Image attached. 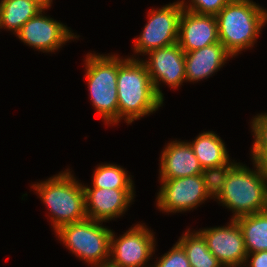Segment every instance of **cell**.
<instances>
[{
    "label": "cell",
    "mask_w": 267,
    "mask_h": 267,
    "mask_svg": "<svg viewBox=\"0 0 267 267\" xmlns=\"http://www.w3.org/2000/svg\"><path fill=\"white\" fill-rule=\"evenodd\" d=\"M233 161V162H232ZM230 160L225 165L203 169L202 176L206 187V198L220 200L228 172L237 164Z\"/></svg>",
    "instance_id": "22"
},
{
    "label": "cell",
    "mask_w": 267,
    "mask_h": 267,
    "mask_svg": "<svg viewBox=\"0 0 267 267\" xmlns=\"http://www.w3.org/2000/svg\"><path fill=\"white\" fill-rule=\"evenodd\" d=\"M245 267L246 265L245 264H241V265H227V266H224V267ZM247 267V266H246Z\"/></svg>",
    "instance_id": "29"
},
{
    "label": "cell",
    "mask_w": 267,
    "mask_h": 267,
    "mask_svg": "<svg viewBox=\"0 0 267 267\" xmlns=\"http://www.w3.org/2000/svg\"><path fill=\"white\" fill-rule=\"evenodd\" d=\"M45 10H41L35 17L29 19L16 33L17 38L24 44L43 53H52L63 47V44L69 40L80 37L62 22L45 16Z\"/></svg>",
    "instance_id": "10"
},
{
    "label": "cell",
    "mask_w": 267,
    "mask_h": 267,
    "mask_svg": "<svg viewBox=\"0 0 267 267\" xmlns=\"http://www.w3.org/2000/svg\"><path fill=\"white\" fill-rule=\"evenodd\" d=\"M259 163L267 176V155Z\"/></svg>",
    "instance_id": "28"
},
{
    "label": "cell",
    "mask_w": 267,
    "mask_h": 267,
    "mask_svg": "<svg viewBox=\"0 0 267 267\" xmlns=\"http://www.w3.org/2000/svg\"><path fill=\"white\" fill-rule=\"evenodd\" d=\"M92 267H112V266H110L109 264H106V265L92 266Z\"/></svg>",
    "instance_id": "30"
},
{
    "label": "cell",
    "mask_w": 267,
    "mask_h": 267,
    "mask_svg": "<svg viewBox=\"0 0 267 267\" xmlns=\"http://www.w3.org/2000/svg\"><path fill=\"white\" fill-rule=\"evenodd\" d=\"M181 0L183 9L200 15L216 16L231 0ZM188 4V5H187Z\"/></svg>",
    "instance_id": "24"
},
{
    "label": "cell",
    "mask_w": 267,
    "mask_h": 267,
    "mask_svg": "<svg viewBox=\"0 0 267 267\" xmlns=\"http://www.w3.org/2000/svg\"><path fill=\"white\" fill-rule=\"evenodd\" d=\"M250 128L254 137L250 156L252 161L260 162L267 155V113L254 116Z\"/></svg>",
    "instance_id": "23"
},
{
    "label": "cell",
    "mask_w": 267,
    "mask_h": 267,
    "mask_svg": "<svg viewBox=\"0 0 267 267\" xmlns=\"http://www.w3.org/2000/svg\"><path fill=\"white\" fill-rule=\"evenodd\" d=\"M102 223L87 218L59 227L54 232L65 247L88 266L106 265L110 259L112 230Z\"/></svg>",
    "instance_id": "6"
},
{
    "label": "cell",
    "mask_w": 267,
    "mask_h": 267,
    "mask_svg": "<svg viewBox=\"0 0 267 267\" xmlns=\"http://www.w3.org/2000/svg\"><path fill=\"white\" fill-rule=\"evenodd\" d=\"M86 82L90 100L100 118L109 125L118 123V55H86Z\"/></svg>",
    "instance_id": "5"
},
{
    "label": "cell",
    "mask_w": 267,
    "mask_h": 267,
    "mask_svg": "<svg viewBox=\"0 0 267 267\" xmlns=\"http://www.w3.org/2000/svg\"><path fill=\"white\" fill-rule=\"evenodd\" d=\"M161 151L159 179H173L202 174L194 151L185 141H171Z\"/></svg>",
    "instance_id": "15"
},
{
    "label": "cell",
    "mask_w": 267,
    "mask_h": 267,
    "mask_svg": "<svg viewBox=\"0 0 267 267\" xmlns=\"http://www.w3.org/2000/svg\"><path fill=\"white\" fill-rule=\"evenodd\" d=\"M190 228L178 239L183 247L191 267H223L218 259L209 251L203 235Z\"/></svg>",
    "instance_id": "20"
},
{
    "label": "cell",
    "mask_w": 267,
    "mask_h": 267,
    "mask_svg": "<svg viewBox=\"0 0 267 267\" xmlns=\"http://www.w3.org/2000/svg\"><path fill=\"white\" fill-rule=\"evenodd\" d=\"M252 163L254 170L238 162L227 174L219 204L232 210L233 220L267 210V176L259 162Z\"/></svg>",
    "instance_id": "4"
},
{
    "label": "cell",
    "mask_w": 267,
    "mask_h": 267,
    "mask_svg": "<svg viewBox=\"0 0 267 267\" xmlns=\"http://www.w3.org/2000/svg\"><path fill=\"white\" fill-rule=\"evenodd\" d=\"M245 264H247V267H267V251L248 253Z\"/></svg>",
    "instance_id": "26"
},
{
    "label": "cell",
    "mask_w": 267,
    "mask_h": 267,
    "mask_svg": "<svg viewBox=\"0 0 267 267\" xmlns=\"http://www.w3.org/2000/svg\"><path fill=\"white\" fill-rule=\"evenodd\" d=\"M215 17L219 42L233 57L253 47L267 24V10L253 0H231Z\"/></svg>",
    "instance_id": "2"
},
{
    "label": "cell",
    "mask_w": 267,
    "mask_h": 267,
    "mask_svg": "<svg viewBox=\"0 0 267 267\" xmlns=\"http://www.w3.org/2000/svg\"><path fill=\"white\" fill-rule=\"evenodd\" d=\"M115 234L110 238V266L150 267L146 264L155 254L156 239L146 225L136 224L117 238Z\"/></svg>",
    "instance_id": "8"
},
{
    "label": "cell",
    "mask_w": 267,
    "mask_h": 267,
    "mask_svg": "<svg viewBox=\"0 0 267 267\" xmlns=\"http://www.w3.org/2000/svg\"><path fill=\"white\" fill-rule=\"evenodd\" d=\"M31 187L48 208L55 231L64 225L88 218L83 185L69 168Z\"/></svg>",
    "instance_id": "3"
},
{
    "label": "cell",
    "mask_w": 267,
    "mask_h": 267,
    "mask_svg": "<svg viewBox=\"0 0 267 267\" xmlns=\"http://www.w3.org/2000/svg\"><path fill=\"white\" fill-rule=\"evenodd\" d=\"M148 60H141L147 68L156 94L164 101L160 82L170 88H178L186 81L185 52L178 43L158 48L146 54Z\"/></svg>",
    "instance_id": "11"
},
{
    "label": "cell",
    "mask_w": 267,
    "mask_h": 267,
    "mask_svg": "<svg viewBox=\"0 0 267 267\" xmlns=\"http://www.w3.org/2000/svg\"><path fill=\"white\" fill-rule=\"evenodd\" d=\"M155 9L152 8L147 13L148 22L139 37L134 38L133 49L137 55L145 56L152 50L168 47L178 42L179 21L183 11L181 1Z\"/></svg>",
    "instance_id": "7"
},
{
    "label": "cell",
    "mask_w": 267,
    "mask_h": 267,
    "mask_svg": "<svg viewBox=\"0 0 267 267\" xmlns=\"http://www.w3.org/2000/svg\"><path fill=\"white\" fill-rule=\"evenodd\" d=\"M150 267H191L183 247L176 242L171 250L161 256Z\"/></svg>",
    "instance_id": "25"
},
{
    "label": "cell",
    "mask_w": 267,
    "mask_h": 267,
    "mask_svg": "<svg viewBox=\"0 0 267 267\" xmlns=\"http://www.w3.org/2000/svg\"><path fill=\"white\" fill-rule=\"evenodd\" d=\"M230 57L233 58L220 42L185 52L186 81L198 82L209 78L218 72Z\"/></svg>",
    "instance_id": "16"
},
{
    "label": "cell",
    "mask_w": 267,
    "mask_h": 267,
    "mask_svg": "<svg viewBox=\"0 0 267 267\" xmlns=\"http://www.w3.org/2000/svg\"><path fill=\"white\" fill-rule=\"evenodd\" d=\"M159 180L161 187L157 193L156 205L164 213L190 211L207 200L202 174Z\"/></svg>",
    "instance_id": "9"
},
{
    "label": "cell",
    "mask_w": 267,
    "mask_h": 267,
    "mask_svg": "<svg viewBox=\"0 0 267 267\" xmlns=\"http://www.w3.org/2000/svg\"><path fill=\"white\" fill-rule=\"evenodd\" d=\"M117 97L118 123L124 119L131 124L164 103L155 92L146 65L135 55L124 59L118 56Z\"/></svg>",
    "instance_id": "1"
},
{
    "label": "cell",
    "mask_w": 267,
    "mask_h": 267,
    "mask_svg": "<svg viewBox=\"0 0 267 267\" xmlns=\"http://www.w3.org/2000/svg\"><path fill=\"white\" fill-rule=\"evenodd\" d=\"M218 42L215 16L200 15L183 9L179 21L177 43L184 52H191Z\"/></svg>",
    "instance_id": "14"
},
{
    "label": "cell",
    "mask_w": 267,
    "mask_h": 267,
    "mask_svg": "<svg viewBox=\"0 0 267 267\" xmlns=\"http://www.w3.org/2000/svg\"><path fill=\"white\" fill-rule=\"evenodd\" d=\"M189 144L203 169L225 165L230 161L225 143L213 131H203Z\"/></svg>",
    "instance_id": "17"
},
{
    "label": "cell",
    "mask_w": 267,
    "mask_h": 267,
    "mask_svg": "<svg viewBox=\"0 0 267 267\" xmlns=\"http://www.w3.org/2000/svg\"><path fill=\"white\" fill-rule=\"evenodd\" d=\"M115 164L98 165L92 176V187L108 189H134L131 175Z\"/></svg>",
    "instance_id": "21"
},
{
    "label": "cell",
    "mask_w": 267,
    "mask_h": 267,
    "mask_svg": "<svg viewBox=\"0 0 267 267\" xmlns=\"http://www.w3.org/2000/svg\"><path fill=\"white\" fill-rule=\"evenodd\" d=\"M38 3L43 9H48L52 6V0H33Z\"/></svg>",
    "instance_id": "27"
},
{
    "label": "cell",
    "mask_w": 267,
    "mask_h": 267,
    "mask_svg": "<svg viewBox=\"0 0 267 267\" xmlns=\"http://www.w3.org/2000/svg\"><path fill=\"white\" fill-rule=\"evenodd\" d=\"M247 253L267 251V210L236 219Z\"/></svg>",
    "instance_id": "19"
},
{
    "label": "cell",
    "mask_w": 267,
    "mask_h": 267,
    "mask_svg": "<svg viewBox=\"0 0 267 267\" xmlns=\"http://www.w3.org/2000/svg\"><path fill=\"white\" fill-rule=\"evenodd\" d=\"M206 240L209 251L224 266L243 265L247 250L241 229L236 220L231 219L227 226L199 229Z\"/></svg>",
    "instance_id": "12"
},
{
    "label": "cell",
    "mask_w": 267,
    "mask_h": 267,
    "mask_svg": "<svg viewBox=\"0 0 267 267\" xmlns=\"http://www.w3.org/2000/svg\"><path fill=\"white\" fill-rule=\"evenodd\" d=\"M83 188L87 217L100 222L122 216L135 196L134 189L91 188L84 184Z\"/></svg>",
    "instance_id": "13"
},
{
    "label": "cell",
    "mask_w": 267,
    "mask_h": 267,
    "mask_svg": "<svg viewBox=\"0 0 267 267\" xmlns=\"http://www.w3.org/2000/svg\"><path fill=\"white\" fill-rule=\"evenodd\" d=\"M41 10L43 8L33 0H1L0 29L6 28L16 35L21 27Z\"/></svg>",
    "instance_id": "18"
}]
</instances>
